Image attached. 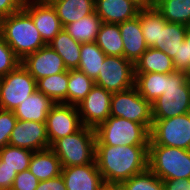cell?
<instances>
[{
	"instance_id": "6da1fadb",
	"label": "cell",
	"mask_w": 190,
	"mask_h": 190,
	"mask_svg": "<svg viewBox=\"0 0 190 190\" xmlns=\"http://www.w3.org/2000/svg\"><path fill=\"white\" fill-rule=\"evenodd\" d=\"M148 146L95 145V162L105 185H118L146 170Z\"/></svg>"
},
{
	"instance_id": "7a4b0ae2",
	"label": "cell",
	"mask_w": 190,
	"mask_h": 190,
	"mask_svg": "<svg viewBox=\"0 0 190 190\" xmlns=\"http://www.w3.org/2000/svg\"><path fill=\"white\" fill-rule=\"evenodd\" d=\"M0 34L20 60L47 45L23 8L0 19Z\"/></svg>"
},
{
	"instance_id": "3957f363",
	"label": "cell",
	"mask_w": 190,
	"mask_h": 190,
	"mask_svg": "<svg viewBox=\"0 0 190 190\" xmlns=\"http://www.w3.org/2000/svg\"><path fill=\"white\" fill-rule=\"evenodd\" d=\"M153 119H168L190 113V74H167L165 92L151 104Z\"/></svg>"
},
{
	"instance_id": "277c9868",
	"label": "cell",
	"mask_w": 190,
	"mask_h": 190,
	"mask_svg": "<svg viewBox=\"0 0 190 190\" xmlns=\"http://www.w3.org/2000/svg\"><path fill=\"white\" fill-rule=\"evenodd\" d=\"M95 129L83 126L68 136L57 139L50 149L59 158L61 167L95 162Z\"/></svg>"
},
{
	"instance_id": "5b68a950",
	"label": "cell",
	"mask_w": 190,
	"mask_h": 190,
	"mask_svg": "<svg viewBox=\"0 0 190 190\" xmlns=\"http://www.w3.org/2000/svg\"><path fill=\"white\" fill-rule=\"evenodd\" d=\"M96 144L108 146L149 145V130L140 123L109 116L95 129Z\"/></svg>"
},
{
	"instance_id": "8992f818",
	"label": "cell",
	"mask_w": 190,
	"mask_h": 190,
	"mask_svg": "<svg viewBox=\"0 0 190 190\" xmlns=\"http://www.w3.org/2000/svg\"><path fill=\"white\" fill-rule=\"evenodd\" d=\"M148 168L162 181L190 179V150L149 145Z\"/></svg>"
},
{
	"instance_id": "52a82bcc",
	"label": "cell",
	"mask_w": 190,
	"mask_h": 190,
	"mask_svg": "<svg viewBox=\"0 0 190 190\" xmlns=\"http://www.w3.org/2000/svg\"><path fill=\"white\" fill-rule=\"evenodd\" d=\"M149 145L190 150V113L168 119H153Z\"/></svg>"
},
{
	"instance_id": "ba28073f",
	"label": "cell",
	"mask_w": 190,
	"mask_h": 190,
	"mask_svg": "<svg viewBox=\"0 0 190 190\" xmlns=\"http://www.w3.org/2000/svg\"><path fill=\"white\" fill-rule=\"evenodd\" d=\"M110 116L143 124L149 131L153 123L151 103L139 94L135 86L112 94Z\"/></svg>"
},
{
	"instance_id": "9c48e42d",
	"label": "cell",
	"mask_w": 190,
	"mask_h": 190,
	"mask_svg": "<svg viewBox=\"0 0 190 190\" xmlns=\"http://www.w3.org/2000/svg\"><path fill=\"white\" fill-rule=\"evenodd\" d=\"M37 90V81L20 64L0 77V109L13 111L23 100Z\"/></svg>"
},
{
	"instance_id": "30bf717a",
	"label": "cell",
	"mask_w": 190,
	"mask_h": 190,
	"mask_svg": "<svg viewBox=\"0 0 190 190\" xmlns=\"http://www.w3.org/2000/svg\"><path fill=\"white\" fill-rule=\"evenodd\" d=\"M95 85L111 93L128 90L135 86L134 63L124 57L106 55Z\"/></svg>"
},
{
	"instance_id": "8fae6325",
	"label": "cell",
	"mask_w": 190,
	"mask_h": 190,
	"mask_svg": "<svg viewBox=\"0 0 190 190\" xmlns=\"http://www.w3.org/2000/svg\"><path fill=\"white\" fill-rule=\"evenodd\" d=\"M83 127L77 106L55 103L46 119L50 146L59 138L77 132Z\"/></svg>"
},
{
	"instance_id": "7c38bea8",
	"label": "cell",
	"mask_w": 190,
	"mask_h": 190,
	"mask_svg": "<svg viewBox=\"0 0 190 190\" xmlns=\"http://www.w3.org/2000/svg\"><path fill=\"white\" fill-rule=\"evenodd\" d=\"M112 94L103 87L95 85L87 96L77 105L83 126L96 129L110 116Z\"/></svg>"
},
{
	"instance_id": "4fadbf2b",
	"label": "cell",
	"mask_w": 190,
	"mask_h": 190,
	"mask_svg": "<svg viewBox=\"0 0 190 190\" xmlns=\"http://www.w3.org/2000/svg\"><path fill=\"white\" fill-rule=\"evenodd\" d=\"M9 145L33 152L50 148L46 122L17 120L9 139Z\"/></svg>"
},
{
	"instance_id": "5bb4252c",
	"label": "cell",
	"mask_w": 190,
	"mask_h": 190,
	"mask_svg": "<svg viewBox=\"0 0 190 190\" xmlns=\"http://www.w3.org/2000/svg\"><path fill=\"white\" fill-rule=\"evenodd\" d=\"M23 9L31 16L43 41L48 44L62 29L54 7L40 0H24Z\"/></svg>"
},
{
	"instance_id": "9a60e30c",
	"label": "cell",
	"mask_w": 190,
	"mask_h": 190,
	"mask_svg": "<svg viewBox=\"0 0 190 190\" xmlns=\"http://www.w3.org/2000/svg\"><path fill=\"white\" fill-rule=\"evenodd\" d=\"M33 151L6 145L0 149V190L9 189L18 173L29 168Z\"/></svg>"
},
{
	"instance_id": "2e32d148",
	"label": "cell",
	"mask_w": 190,
	"mask_h": 190,
	"mask_svg": "<svg viewBox=\"0 0 190 190\" xmlns=\"http://www.w3.org/2000/svg\"><path fill=\"white\" fill-rule=\"evenodd\" d=\"M21 64L36 81L44 77L68 71L62 57L48 44L27 55Z\"/></svg>"
},
{
	"instance_id": "e0dca14e",
	"label": "cell",
	"mask_w": 190,
	"mask_h": 190,
	"mask_svg": "<svg viewBox=\"0 0 190 190\" xmlns=\"http://www.w3.org/2000/svg\"><path fill=\"white\" fill-rule=\"evenodd\" d=\"M67 190H101L105 185L96 163L62 167Z\"/></svg>"
},
{
	"instance_id": "ac0fdd59",
	"label": "cell",
	"mask_w": 190,
	"mask_h": 190,
	"mask_svg": "<svg viewBox=\"0 0 190 190\" xmlns=\"http://www.w3.org/2000/svg\"><path fill=\"white\" fill-rule=\"evenodd\" d=\"M119 29L124 47L123 57L135 63L148 49L141 30L139 15L120 23Z\"/></svg>"
},
{
	"instance_id": "d6986e66",
	"label": "cell",
	"mask_w": 190,
	"mask_h": 190,
	"mask_svg": "<svg viewBox=\"0 0 190 190\" xmlns=\"http://www.w3.org/2000/svg\"><path fill=\"white\" fill-rule=\"evenodd\" d=\"M139 10L130 0H95V12L105 23H123L138 16Z\"/></svg>"
},
{
	"instance_id": "ffe728a7",
	"label": "cell",
	"mask_w": 190,
	"mask_h": 190,
	"mask_svg": "<svg viewBox=\"0 0 190 190\" xmlns=\"http://www.w3.org/2000/svg\"><path fill=\"white\" fill-rule=\"evenodd\" d=\"M54 104L44 93L36 90L23 100L13 112L17 120L46 122L47 115Z\"/></svg>"
},
{
	"instance_id": "44dd1931",
	"label": "cell",
	"mask_w": 190,
	"mask_h": 190,
	"mask_svg": "<svg viewBox=\"0 0 190 190\" xmlns=\"http://www.w3.org/2000/svg\"><path fill=\"white\" fill-rule=\"evenodd\" d=\"M28 169L38 180L43 181L59 176L62 167L59 158L48 148L33 152Z\"/></svg>"
},
{
	"instance_id": "7402d4cb",
	"label": "cell",
	"mask_w": 190,
	"mask_h": 190,
	"mask_svg": "<svg viewBox=\"0 0 190 190\" xmlns=\"http://www.w3.org/2000/svg\"><path fill=\"white\" fill-rule=\"evenodd\" d=\"M52 6L63 27L95 12V0H60Z\"/></svg>"
},
{
	"instance_id": "603a6c76",
	"label": "cell",
	"mask_w": 190,
	"mask_h": 190,
	"mask_svg": "<svg viewBox=\"0 0 190 190\" xmlns=\"http://www.w3.org/2000/svg\"><path fill=\"white\" fill-rule=\"evenodd\" d=\"M135 73H173V60L163 51L152 47L141 55V57L134 63Z\"/></svg>"
},
{
	"instance_id": "cb8c5ba5",
	"label": "cell",
	"mask_w": 190,
	"mask_h": 190,
	"mask_svg": "<svg viewBox=\"0 0 190 190\" xmlns=\"http://www.w3.org/2000/svg\"><path fill=\"white\" fill-rule=\"evenodd\" d=\"M48 45L63 59L67 70L78 69L81 43L75 41L63 28Z\"/></svg>"
},
{
	"instance_id": "d4e9b609",
	"label": "cell",
	"mask_w": 190,
	"mask_h": 190,
	"mask_svg": "<svg viewBox=\"0 0 190 190\" xmlns=\"http://www.w3.org/2000/svg\"><path fill=\"white\" fill-rule=\"evenodd\" d=\"M166 80L165 73H135V87L151 104L165 92Z\"/></svg>"
},
{
	"instance_id": "484cf974",
	"label": "cell",
	"mask_w": 190,
	"mask_h": 190,
	"mask_svg": "<svg viewBox=\"0 0 190 190\" xmlns=\"http://www.w3.org/2000/svg\"><path fill=\"white\" fill-rule=\"evenodd\" d=\"M186 29L187 26L180 23L168 22L165 26H160L159 43H155L152 48L165 52L173 59L177 48L185 40Z\"/></svg>"
},
{
	"instance_id": "4316f807",
	"label": "cell",
	"mask_w": 190,
	"mask_h": 190,
	"mask_svg": "<svg viewBox=\"0 0 190 190\" xmlns=\"http://www.w3.org/2000/svg\"><path fill=\"white\" fill-rule=\"evenodd\" d=\"M102 20L96 12L87 15L79 21L64 26L65 31L77 42H95Z\"/></svg>"
},
{
	"instance_id": "83f0119b",
	"label": "cell",
	"mask_w": 190,
	"mask_h": 190,
	"mask_svg": "<svg viewBox=\"0 0 190 190\" xmlns=\"http://www.w3.org/2000/svg\"><path fill=\"white\" fill-rule=\"evenodd\" d=\"M95 42L106 55L123 57L119 24L102 22Z\"/></svg>"
},
{
	"instance_id": "f1b7e54d",
	"label": "cell",
	"mask_w": 190,
	"mask_h": 190,
	"mask_svg": "<svg viewBox=\"0 0 190 190\" xmlns=\"http://www.w3.org/2000/svg\"><path fill=\"white\" fill-rule=\"evenodd\" d=\"M105 57L106 54L100 49L96 42L81 43L78 70L95 81Z\"/></svg>"
},
{
	"instance_id": "f546056e",
	"label": "cell",
	"mask_w": 190,
	"mask_h": 190,
	"mask_svg": "<svg viewBox=\"0 0 190 190\" xmlns=\"http://www.w3.org/2000/svg\"><path fill=\"white\" fill-rule=\"evenodd\" d=\"M68 71L50 75L37 81V90L44 93L54 103L67 104Z\"/></svg>"
},
{
	"instance_id": "4dcf8cb0",
	"label": "cell",
	"mask_w": 190,
	"mask_h": 190,
	"mask_svg": "<svg viewBox=\"0 0 190 190\" xmlns=\"http://www.w3.org/2000/svg\"><path fill=\"white\" fill-rule=\"evenodd\" d=\"M155 9L167 22L190 26V0H159Z\"/></svg>"
},
{
	"instance_id": "1f68e13d",
	"label": "cell",
	"mask_w": 190,
	"mask_h": 190,
	"mask_svg": "<svg viewBox=\"0 0 190 190\" xmlns=\"http://www.w3.org/2000/svg\"><path fill=\"white\" fill-rule=\"evenodd\" d=\"M95 86V81L78 69L68 70L67 104L77 106Z\"/></svg>"
},
{
	"instance_id": "d6a6232c",
	"label": "cell",
	"mask_w": 190,
	"mask_h": 190,
	"mask_svg": "<svg viewBox=\"0 0 190 190\" xmlns=\"http://www.w3.org/2000/svg\"><path fill=\"white\" fill-rule=\"evenodd\" d=\"M141 30L148 47L159 43L160 26H165L168 22L154 8L143 9L138 12Z\"/></svg>"
},
{
	"instance_id": "836d02e7",
	"label": "cell",
	"mask_w": 190,
	"mask_h": 190,
	"mask_svg": "<svg viewBox=\"0 0 190 190\" xmlns=\"http://www.w3.org/2000/svg\"><path fill=\"white\" fill-rule=\"evenodd\" d=\"M119 190H164L163 181L149 168L117 185Z\"/></svg>"
},
{
	"instance_id": "e575fe53",
	"label": "cell",
	"mask_w": 190,
	"mask_h": 190,
	"mask_svg": "<svg viewBox=\"0 0 190 190\" xmlns=\"http://www.w3.org/2000/svg\"><path fill=\"white\" fill-rule=\"evenodd\" d=\"M20 64L21 60L0 34V77L7 75Z\"/></svg>"
},
{
	"instance_id": "d590c367",
	"label": "cell",
	"mask_w": 190,
	"mask_h": 190,
	"mask_svg": "<svg viewBox=\"0 0 190 190\" xmlns=\"http://www.w3.org/2000/svg\"><path fill=\"white\" fill-rule=\"evenodd\" d=\"M172 60L176 71H184L190 74V26H187L185 40L177 48Z\"/></svg>"
},
{
	"instance_id": "8d00e7d4",
	"label": "cell",
	"mask_w": 190,
	"mask_h": 190,
	"mask_svg": "<svg viewBox=\"0 0 190 190\" xmlns=\"http://www.w3.org/2000/svg\"><path fill=\"white\" fill-rule=\"evenodd\" d=\"M17 122L13 111L0 109V149L9 145V139Z\"/></svg>"
},
{
	"instance_id": "74e56055",
	"label": "cell",
	"mask_w": 190,
	"mask_h": 190,
	"mask_svg": "<svg viewBox=\"0 0 190 190\" xmlns=\"http://www.w3.org/2000/svg\"><path fill=\"white\" fill-rule=\"evenodd\" d=\"M39 182L40 180L27 169L17 174L11 188L13 190H35Z\"/></svg>"
},
{
	"instance_id": "f35d334b",
	"label": "cell",
	"mask_w": 190,
	"mask_h": 190,
	"mask_svg": "<svg viewBox=\"0 0 190 190\" xmlns=\"http://www.w3.org/2000/svg\"><path fill=\"white\" fill-rule=\"evenodd\" d=\"M23 3L24 0H0V19L21 10Z\"/></svg>"
},
{
	"instance_id": "ab89813d",
	"label": "cell",
	"mask_w": 190,
	"mask_h": 190,
	"mask_svg": "<svg viewBox=\"0 0 190 190\" xmlns=\"http://www.w3.org/2000/svg\"><path fill=\"white\" fill-rule=\"evenodd\" d=\"M35 190H67L61 174L55 178L40 181Z\"/></svg>"
},
{
	"instance_id": "60d3db41",
	"label": "cell",
	"mask_w": 190,
	"mask_h": 190,
	"mask_svg": "<svg viewBox=\"0 0 190 190\" xmlns=\"http://www.w3.org/2000/svg\"><path fill=\"white\" fill-rule=\"evenodd\" d=\"M164 190H190V179L180 178L173 180H165Z\"/></svg>"
},
{
	"instance_id": "b9f144b4",
	"label": "cell",
	"mask_w": 190,
	"mask_h": 190,
	"mask_svg": "<svg viewBox=\"0 0 190 190\" xmlns=\"http://www.w3.org/2000/svg\"><path fill=\"white\" fill-rule=\"evenodd\" d=\"M130 1H132L136 5V7H138L140 10L154 8L156 4L153 0H130Z\"/></svg>"
},
{
	"instance_id": "7bdbcfd3",
	"label": "cell",
	"mask_w": 190,
	"mask_h": 190,
	"mask_svg": "<svg viewBox=\"0 0 190 190\" xmlns=\"http://www.w3.org/2000/svg\"><path fill=\"white\" fill-rule=\"evenodd\" d=\"M101 190H119L117 185H104Z\"/></svg>"
},
{
	"instance_id": "ee69618b",
	"label": "cell",
	"mask_w": 190,
	"mask_h": 190,
	"mask_svg": "<svg viewBox=\"0 0 190 190\" xmlns=\"http://www.w3.org/2000/svg\"><path fill=\"white\" fill-rule=\"evenodd\" d=\"M40 1L52 5L53 3H56V2H58V1H60V0H40Z\"/></svg>"
}]
</instances>
